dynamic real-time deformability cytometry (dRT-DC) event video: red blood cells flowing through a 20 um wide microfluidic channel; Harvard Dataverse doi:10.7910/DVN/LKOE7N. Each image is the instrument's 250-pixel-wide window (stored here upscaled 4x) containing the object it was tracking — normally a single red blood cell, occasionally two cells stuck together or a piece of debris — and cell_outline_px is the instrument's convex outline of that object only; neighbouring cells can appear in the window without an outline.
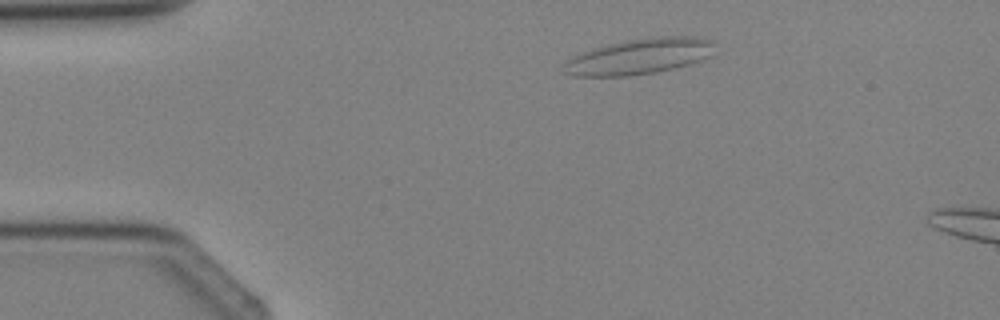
{"species": "Egyptian fruit bat (a non-hibernating species)", "species_latin": "Rousettus aegyptiacus", "temperature_condition": "cold", "stored_images_in_passage": 2, "camera_frame_rate_fps": 3000, "um_per_image_px": 0.085, "animal": {"sex": "female"}, "frame": {"image": 1, "passage_image": 1, "time_ms": 0.0, "image_size_px": [1000, 320], "cell_outline_px": [[716, 44], [708, 56], [700, 60], [688, 64], [656, 72], [628, 76], [572, 76], [560, 72], [564, 64], [568, 60], [584, 52], [608, 44], [628, 40], [656, 36], [696, 36], [712, 40]], "centroid_in_image_um": [54.34, 4.79], "position_along_channel_um": 30.7, "area_um2": 31.15}}